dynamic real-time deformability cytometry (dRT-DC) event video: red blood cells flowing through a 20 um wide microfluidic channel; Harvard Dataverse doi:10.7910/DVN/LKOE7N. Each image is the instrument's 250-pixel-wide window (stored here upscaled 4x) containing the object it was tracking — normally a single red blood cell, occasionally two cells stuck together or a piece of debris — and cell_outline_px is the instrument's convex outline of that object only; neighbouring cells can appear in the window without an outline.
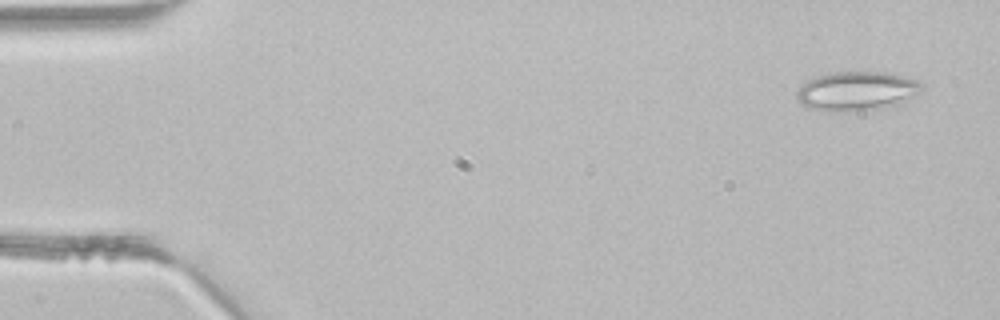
{"species": "common noctule bat (a hibernating species)", "species_latin": "Nyctalus noctula", "temperature_condition": "room temperature", "stored_images_in_passage": 2, "camera_frame_rate_fps": 3000, "um_per_image_px": 0.085, "animal": {"sex": "male", "body_mass_g": 21.5, "forearm_length_mm": 52.0}, "frame": {"image": 1, "passage_image": 1, "time_ms": 0.0, "image_size_px": [1000, 320], "cell_outline_px": [[924, 88], [904, 100], [896, 104], [884, 108], [836, 112], [832, 112], [808, 108], [796, 96], [796, 92], [808, 80], [816, 76], [836, 72], [888, 72], [920, 80], [924, 84]], "centroid_in_image_um": [72.84, 7.73], "position_along_channel_um": 12.2, "area_um2": 28.32}}